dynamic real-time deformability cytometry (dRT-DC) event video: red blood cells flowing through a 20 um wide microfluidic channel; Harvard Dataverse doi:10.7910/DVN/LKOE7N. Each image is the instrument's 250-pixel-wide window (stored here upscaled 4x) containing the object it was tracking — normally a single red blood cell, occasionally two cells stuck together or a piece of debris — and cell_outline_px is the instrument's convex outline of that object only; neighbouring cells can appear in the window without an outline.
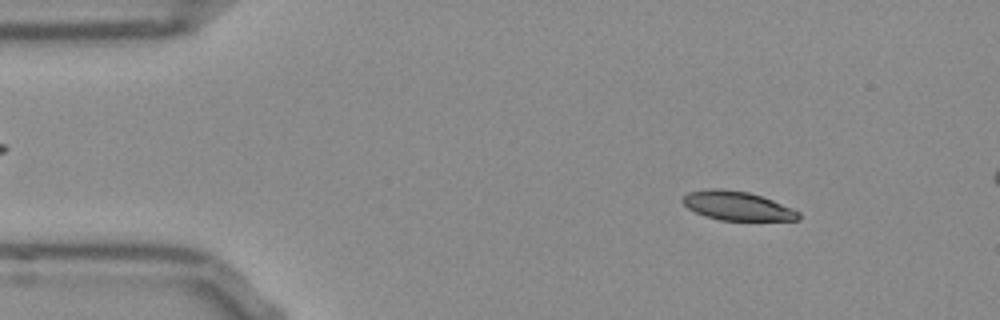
{"species": "Egyptian fruit bat (a non-hibernating species)", "species_latin": "Rousettus aegyptiacus", "temperature_condition": "room temperature", "stored_images_in_passage": 10, "camera_frame_rate_fps": 3000, "um_per_image_px": 0.085, "frame": {"image": 1, "passage_image": 2, "time_ms": 0.333, "image_size_px": [1000, 320], "cell_outline_px": [[800, 220], [720, 220], [704, 216], [688, 208], [680, 200], [688, 192], [708, 188], [720, 188], [748, 192], [772, 200], [792, 208], [800, 212]], "centroid_in_image_um": [62.64, 17.49], "position_along_channel_um": 22.4, "area_um2": 19.54}}